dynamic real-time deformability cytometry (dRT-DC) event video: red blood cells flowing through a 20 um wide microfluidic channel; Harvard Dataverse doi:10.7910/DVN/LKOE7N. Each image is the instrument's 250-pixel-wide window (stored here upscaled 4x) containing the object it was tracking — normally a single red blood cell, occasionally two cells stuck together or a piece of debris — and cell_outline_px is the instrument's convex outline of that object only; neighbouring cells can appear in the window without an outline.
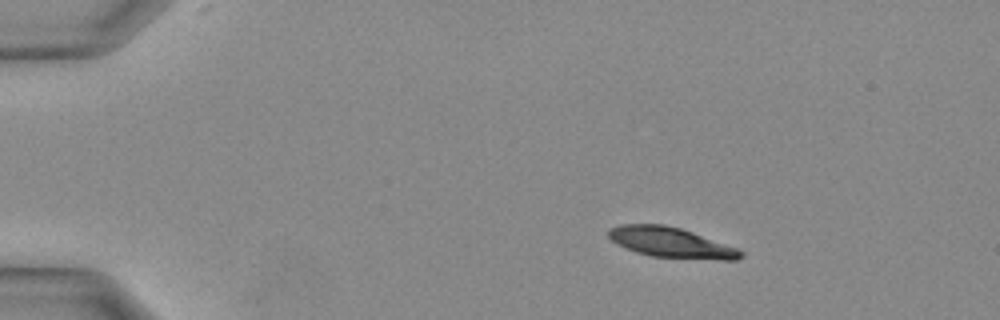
{"species": "Egyptian fruit bat (a non-hibernating species)", "species_latin": "Rousettus aegyptiacus", "temperature_condition": "warm", "stored_images_in_passage": 29, "camera_frame_rate_fps": 3000, "um_per_image_px": 0.085, "animal": {"sex": "female"}, "frame": {"image": 1, "passage_image": 1, "time_ms": 0.0, "image_size_px": [1000, 320], "cell_outline_px": [[744, 256], [736, 260], [720, 260], [652, 256], [636, 252], [612, 240], [608, 236], [608, 228], [620, 224], [664, 224], [680, 228], [692, 232], [736, 248], [744, 252]], "centroid_in_image_um": [57.04, 20.61], "position_along_channel_um": 28.0, "area_um2": 23.0}}
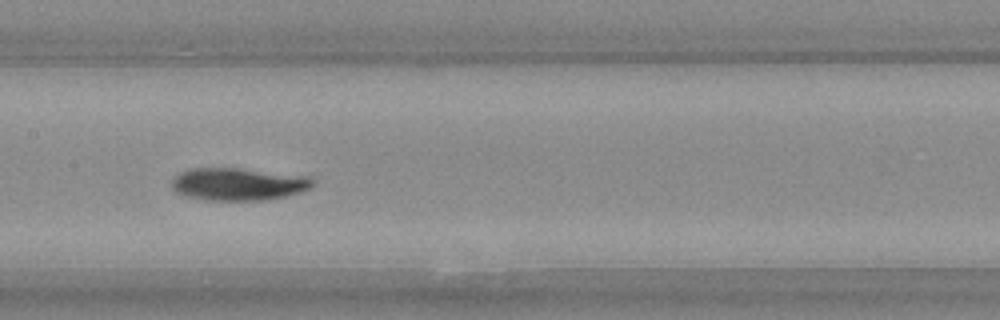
{"frame": {"image": 2, "passage_image": 13, "time_ms": 4.0, "image_size_px": [1000, 320], "cell_outline_px": [[312, 184], [308, 188], [284, 196], [260, 200], [212, 200], [192, 196], [180, 192], [172, 188], [172, 180], [180, 172], [192, 168], [236, 168], [312, 176]], "centroid_in_image_um": [20.26, 15.62], "position_along_channel_um": 187.1, "area_um2": 26.01}}
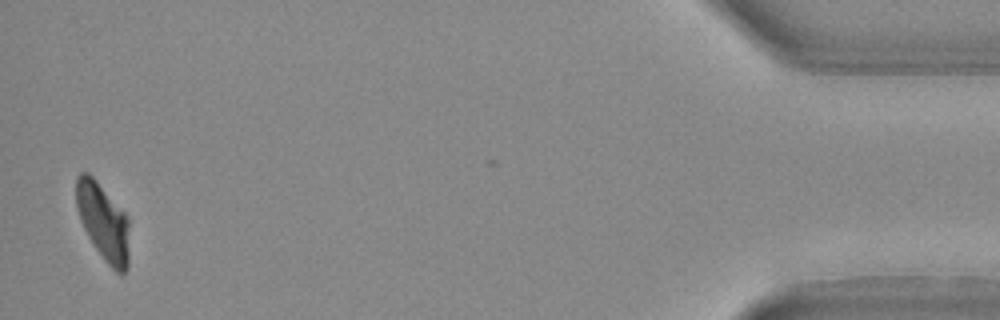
{"frame": {"image": 3, "passage_image": 29, "time_ms": 9.333, "image_size_px": [1000, 320], "cell_outline_px": [[128, 268], [124, 272], [116, 272], [104, 260], [88, 236], [80, 220], [76, 208], [76, 176], [80, 172], [88, 172], [96, 180], [128, 216]], "centroid_in_image_um": [8.75, 18.83], "position_along_channel_um": 426.4, "area_um2": 23.7}}